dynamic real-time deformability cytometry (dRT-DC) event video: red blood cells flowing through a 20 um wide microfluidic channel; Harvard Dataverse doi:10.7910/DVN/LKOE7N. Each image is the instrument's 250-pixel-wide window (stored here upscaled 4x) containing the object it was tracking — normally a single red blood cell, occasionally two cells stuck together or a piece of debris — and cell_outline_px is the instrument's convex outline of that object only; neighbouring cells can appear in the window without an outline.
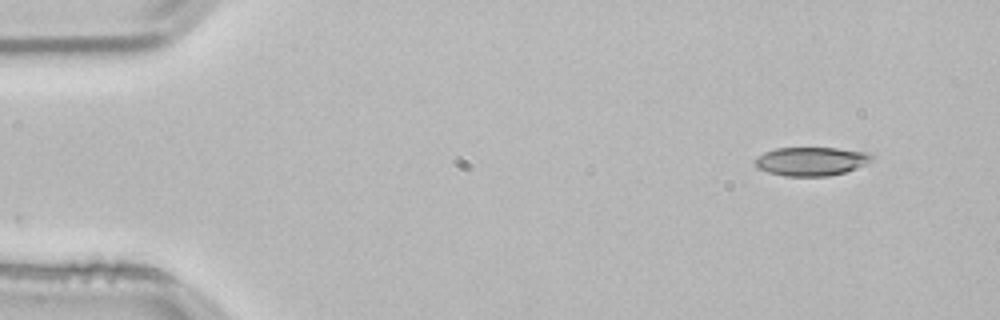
{"species": "common noctule bat (a hibernating species)", "species_latin": "Nyctalus noctula", "temperature_condition": "room temperature", "stored_images_in_passage": 50, "camera_frame_rate_fps": 3000, "um_per_image_px": 0.085, "animal": {"sex": "male", "body_mass_g": 21.5, "forearm_length_mm": 52.0}, "frame": {"image": 1, "passage_image": 1, "time_ms": 0.0, "image_size_px": [1000, 320], "cell_outline_px": [[876, 160], [856, 168], [844, 172], [828, 176], [784, 176], [768, 172], [756, 168], [756, 156], [764, 152], [776, 148], [836, 148], [864, 152], [872, 156]], "centroid_in_image_um": [68.94, 13.71], "position_along_channel_um": 16.1, "area_um2": 19.48}}
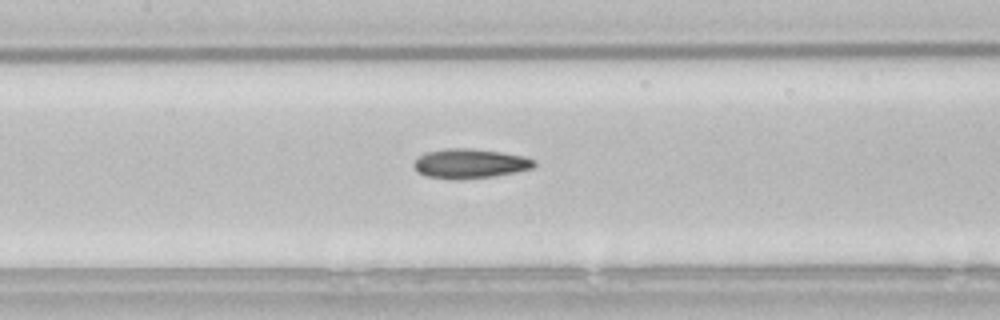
{"frame": {"image": 2, "passage_image": 21, "time_ms": 6.667, "image_size_px": [1000, 320], "cell_outline_px": [[536, 168], [516, 172], [492, 176], [460, 180], [424, 176], [416, 172], [412, 164], [424, 152], [444, 148], [472, 148], [500, 152], [524, 156], [536, 160]], "centroid_in_image_um": [39.94, 13.9], "position_along_channel_um": 167.5, "area_um2": 21.04}}
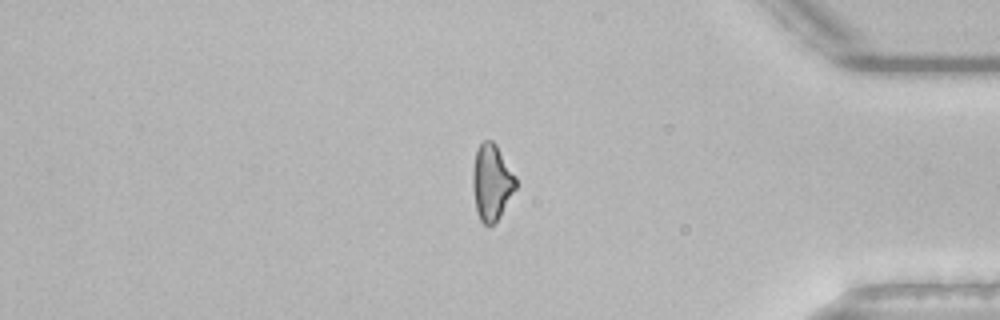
{"frame": {"image": 3, "passage_image": 41, "time_ms": 13.333, "image_size_px": [1000, 320], "cell_outline_px": [[516, 188], [500, 216], [492, 224], [484, 224], [480, 220], [476, 212], [472, 188], [472, 172], [476, 148], [484, 140], [492, 140], [496, 144], [516, 176]], "centroid_in_image_um": [41.77, 15.47], "position_along_channel_um": 393.4, "area_um2": 19.19}, "authors_computed_cell_mechanics": {"area_um2": 19.7676, "velocity_mm_per_s": 3.8168, "shape_relaxation_time_tau1_ms": null, "shape_relaxation_time_tau2_ms": 4.5957, "deformation_change_tau1": null, "deformation_change_tau2": 0.1295}}